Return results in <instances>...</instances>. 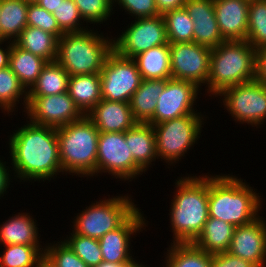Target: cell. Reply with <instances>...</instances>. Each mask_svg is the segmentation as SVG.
Here are the masks:
<instances>
[{"instance_id":"1","label":"cell","mask_w":266,"mask_h":267,"mask_svg":"<svg viewBox=\"0 0 266 267\" xmlns=\"http://www.w3.org/2000/svg\"><path fill=\"white\" fill-rule=\"evenodd\" d=\"M13 170L20 180H51L63 172L56 128L28 123L9 138Z\"/></svg>"},{"instance_id":"2","label":"cell","mask_w":266,"mask_h":267,"mask_svg":"<svg viewBox=\"0 0 266 267\" xmlns=\"http://www.w3.org/2000/svg\"><path fill=\"white\" fill-rule=\"evenodd\" d=\"M170 220L173 243H193L209 218V176L184 177L175 182Z\"/></svg>"},{"instance_id":"3","label":"cell","mask_w":266,"mask_h":267,"mask_svg":"<svg viewBox=\"0 0 266 267\" xmlns=\"http://www.w3.org/2000/svg\"><path fill=\"white\" fill-rule=\"evenodd\" d=\"M261 196L241 179L228 175L209 176V217L234 227L246 225L259 217Z\"/></svg>"},{"instance_id":"4","label":"cell","mask_w":266,"mask_h":267,"mask_svg":"<svg viewBox=\"0 0 266 267\" xmlns=\"http://www.w3.org/2000/svg\"><path fill=\"white\" fill-rule=\"evenodd\" d=\"M257 50L246 40L224 41L212 49L207 80L208 93L256 80Z\"/></svg>"},{"instance_id":"5","label":"cell","mask_w":266,"mask_h":267,"mask_svg":"<svg viewBox=\"0 0 266 267\" xmlns=\"http://www.w3.org/2000/svg\"><path fill=\"white\" fill-rule=\"evenodd\" d=\"M63 173L97 175L99 130L84 115L80 120L56 128ZM65 171V172H64Z\"/></svg>"},{"instance_id":"6","label":"cell","mask_w":266,"mask_h":267,"mask_svg":"<svg viewBox=\"0 0 266 267\" xmlns=\"http://www.w3.org/2000/svg\"><path fill=\"white\" fill-rule=\"evenodd\" d=\"M112 40L89 29L64 33L58 39L55 61L70 76L100 73L107 56L114 50Z\"/></svg>"},{"instance_id":"7","label":"cell","mask_w":266,"mask_h":267,"mask_svg":"<svg viewBox=\"0 0 266 267\" xmlns=\"http://www.w3.org/2000/svg\"><path fill=\"white\" fill-rule=\"evenodd\" d=\"M117 197V198H116ZM96 201L77 215L72 233L100 239L120 227L138 208L126 195Z\"/></svg>"},{"instance_id":"8","label":"cell","mask_w":266,"mask_h":267,"mask_svg":"<svg viewBox=\"0 0 266 267\" xmlns=\"http://www.w3.org/2000/svg\"><path fill=\"white\" fill-rule=\"evenodd\" d=\"M202 116L184 115L153 125L157 156L169 164L179 161L201 135Z\"/></svg>"},{"instance_id":"9","label":"cell","mask_w":266,"mask_h":267,"mask_svg":"<svg viewBox=\"0 0 266 267\" xmlns=\"http://www.w3.org/2000/svg\"><path fill=\"white\" fill-rule=\"evenodd\" d=\"M99 75L102 99L108 101L129 103L142 81L136 61L115 50L107 56Z\"/></svg>"},{"instance_id":"10","label":"cell","mask_w":266,"mask_h":267,"mask_svg":"<svg viewBox=\"0 0 266 267\" xmlns=\"http://www.w3.org/2000/svg\"><path fill=\"white\" fill-rule=\"evenodd\" d=\"M223 103L235 121L259 126L266 119V86L257 80L224 89Z\"/></svg>"},{"instance_id":"11","label":"cell","mask_w":266,"mask_h":267,"mask_svg":"<svg viewBox=\"0 0 266 267\" xmlns=\"http://www.w3.org/2000/svg\"><path fill=\"white\" fill-rule=\"evenodd\" d=\"M108 172L116 178L129 180L143 171L135 164L126 143L125 132H99L97 174Z\"/></svg>"},{"instance_id":"12","label":"cell","mask_w":266,"mask_h":267,"mask_svg":"<svg viewBox=\"0 0 266 267\" xmlns=\"http://www.w3.org/2000/svg\"><path fill=\"white\" fill-rule=\"evenodd\" d=\"M169 44L163 15L137 18L116 40L113 49L125 58H134L152 47Z\"/></svg>"},{"instance_id":"13","label":"cell","mask_w":266,"mask_h":267,"mask_svg":"<svg viewBox=\"0 0 266 267\" xmlns=\"http://www.w3.org/2000/svg\"><path fill=\"white\" fill-rule=\"evenodd\" d=\"M173 79L207 84L212 49L195 42L169 43Z\"/></svg>"},{"instance_id":"14","label":"cell","mask_w":266,"mask_h":267,"mask_svg":"<svg viewBox=\"0 0 266 267\" xmlns=\"http://www.w3.org/2000/svg\"><path fill=\"white\" fill-rule=\"evenodd\" d=\"M27 99V116L36 125L59 128L84 116L68 91L50 96H27Z\"/></svg>"},{"instance_id":"15","label":"cell","mask_w":266,"mask_h":267,"mask_svg":"<svg viewBox=\"0 0 266 267\" xmlns=\"http://www.w3.org/2000/svg\"><path fill=\"white\" fill-rule=\"evenodd\" d=\"M198 91L199 87L191 81L166 79L155 113L147 123L155 125L184 115H199L193 109Z\"/></svg>"},{"instance_id":"16","label":"cell","mask_w":266,"mask_h":267,"mask_svg":"<svg viewBox=\"0 0 266 267\" xmlns=\"http://www.w3.org/2000/svg\"><path fill=\"white\" fill-rule=\"evenodd\" d=\"M264 221L259 216L249 224L235 227L227 252L253 263L256 267H266V223Z\"/></svg>"},{"instance_id":"17","label":"cell","mask_w":266,"mask_h":267,"mask_svg":"<svg viewBox=\"0 0 266 267\" xmlns=\"http://www.w3.org/2000/svg\"><path fill=\"white\" fill-rule=\"evenodd\" d=\"M146 225L141 211L137 209L120 227L109 231L98 242L103 261L117 264H139L130 255V237Z\"/></svg>"},{"instance_id":"18","label":"cell","mask_w":266,"mask_h":267,"mask_svg":"<svg viewBox=\"0 0 266 267\" xmlns=\"http://www.w3.org/2000/svg\"><path fill=\"white\" fill-rule=\"evenodd\" d=\"M213 4L223 40H246L250 0H213Z\"/></svg>"},{"instance_id":"19","label":"cell","mask_w":266,"mask_h":267,"mask_svg":"<svg viewBox=\"0 0 266 267\" xmlns=\"http://www.w3.org/2000/svg\"><path fill=\"white\" fill-rule=\"evenodd\" d=\"M184 8L194 23L193 42L211 49L224 42L218 28L213 0H186Z\"/></svg>"},{"instance_id":"20","label":"cell","mask_w":266,"mask_h":267,"mask_svg":"<svg viewBox=\"0 0 266 267\" xmlns=\"http://www.w3.org/2000/svg\"><path fill=\"white\" fill-rule=\"evenodd\" d=\"M86 116L99 132H125L138 123L133 117L129 103L104 99L99 101Z\"/></svg>"},{"instance_id":"21","label":"cell","mask_w":266,"mask_h":267,"mask_svg":"<svg viewBox=\"0 0 266 267\" xmlns=\"http://www.w3.org/2000/svg\"><path fill=\"white\" fill-rule=\"evenodd\" d=\"M126 143H129L130 153L135 164L145 172L151 162L158 159L156 150V137L153 125L137 123L125 131Z\"/></svg>"},{"instance_id":"22","label":"cell","mask_w":266,"mask_h":267,"mask_svg":"<svg viewBox=\"0 0 266 267\" xmlns=\"http://www.w3.org/2000/svg\"><path fill=\"white\" fill-rule=\"evenodd\" d=\"M165 84L166 79H142L140 87L129 101L133 117L138 123H147L153 117L157 99Z\"/></svg>"},{"instance_id":"23","label":"cell","mask_w":266,"mask_h":267,"mask_svg":"<svg viewBox=\"0 0 266 267\" xmlns=\"http://www.w3.org/2000/svg\"><path fill=\"white\" fill-rule=\"evenodd\" d=\"M68 93L75 105L86 115L102 100L99 73L70 76Z\"/></svg>"},{"instance_id":"24","label":"cell","mask_w":266,"mask_h":267,"mask_svg":"<svg viewBox=\"0 0 266 267\" xmlns=\"http://www.w3.org/2000/svg\"><path fill=\"white\" fill-rule=\"evenodd\" d=\"M0 226V243L3 245L40 246L37 230L39 228L28 213H18Z\"/></svg>"},{"instance_id":"25","label":"cell","mask_w":266,"mask_h":267,"mask_svg":"<svg viewBox=\"0 0 266 267\" xmlns=\"http://www.w3.org/2000/svg\"><path fill=\"white\" fill-rule=\"evenodd\" d=\"M234 229L235 227L228 222L209 217L202 232L193 243L212 255L227 252Z\"/></svg>"},{"instance_id":"26","label":"cell","mask_w":266,"mask_h":267,"mask_svg":"<svg viewBox=\"0 0 266 267\" xmlns=\"http://www.w3.org/2000/svg\"><path fill=\"white\" fill-rule=\"evenodd\" d=\"M47 61L31 52L18 47L14 42L9 54V67L18 77L19 82L28 92L36 83Z\"/></svg>"},{"instance_id":"27","label":"cell","mask_w":266,"mask_h":267,"mask_svg":"<svg viewBox=\"0 0 266 267\" xmlns=\"http://www.w3.org/2000/svg\"><path fill=\"white\" fill-rule=\"evenodd\" d=\"M14 43L21 49L31 52L47 62L56 60L58 38L50 32L27 26Z\"/></svg>"},{"instance_id":"28","label":"cell","mask_w":266,"mask_h":267,"mask_svg":"<svg viewBox=\"0 0 266 267\" xmlns=\"http://www.w3.org/2000/svg\"><path fill=\"white\" fill-rule=\"evenodd\" d=\"M142 79H170L169 44L159 45L144 51L133 58Z\"/></svg>"},{"instance_id":"29","label":"cell","mask_w":266,"mask_h":267,"mask_svg":"<svg viewBox=\"0 0 266 267\" xmlns=\"http://www.w3.org/2000/svg\"><path fill=\"white\" fill-rule=\"evenodd\" d=\"M28 5L24 0H0V32L3 40L14 42L28 26Z\"/></svg>"},{"instance_id":"30","label":"cell","mask_w":266,"mask_h":267,"mask_svg":"<svg viewBox=\"0 0 266 267\" xmlns=\"http://www.w3.org/2000/svg\"><path fill=\"white\" fill-rule=\"evenodd\" d=\"M69 77L59 63L47 62L27 96H50L67 92Z\"/></svg>"},{"instance_id":"31","label":"cell","mask_w":266,"mask_h":267,"mask_svg":"<svg viewBox=\"0 0 266 267\" xmlns=\"http://www.w3.org/2000/svg\"><path fill=\"white\" fill-rule=\"evenodd\" d=\"M167 251L166 267H211L212 264V254L194 243H172Z\"/></svg>"},{"instance_id":"32","label":"cell","mask_w":266,"mask_h":267,"mask_svg":"<svg viewBox=\"0 0 266 267\" xmlns=\"http://www.w3.org/2000/svg\"><path fill=\"white\" fill-rule=\"evenodd\" d=\"M168 43L193 42V20L182 7L163 14Z\"/></svg>"},{"instance_id":"33","label":"cell","mask_w":266,"mask_h":267,"mask_svg":"<svg viewBox=\"0 0 266 267\" xmlns=\"http://www.w3.org/2000/svg\"><path fill=\"white\" fill-rule=\"evenodd\" d=\"M24 94V95H23ZM27 94L28 92L21 85L16 74L8 66L7 68L0 70V107L4 111L13 112L16 102L20 101L23 96L24 108L27 106ZM23 95V96H22ZM21 96V97H20Z\"/></svg>"},{"instance_id":"34","label":"cell","mask_w":266,"mask_h":267,"mask_svg":"<svg viewBox=\"0 0 266 267\" xmlns=\"http://www.w3.org/2000/svg\"><path fill=\"white\" fill-rule=\"evenodd\" d=\"M3 247L5 251L0 255V267H36L45 250L40 246L31 245H3Z\"/></svg>"},{"instance_id":"35","label":"cell","mask_w":266,"mask_h":267,"mask_svg":"<svg viewBox=\"0 0 266 267\" xmlns=\"http://www.w3.org/2000/svg\"><path fill=\"white\" fill-rule=\"evenodd\" d=\"M246 41L256 50L266 45V0H250Z\"/></svg>"},{"instance_id":"36","label":"cell","mask_w":266,"mask_h":267,"mask_svg":"<svg viewBox=\"0 0 266 267\" xmlns=\"http://www.w3.org/2000/svg\"><path fill=\"white\" fill-rule=\"evenodd\" d=\"M64 242L89 267L98 266L103 262L98 239L90 238L81 234L71 233V236L67 240L64 239Z\"/></svg>"},{"instance_id":"37","label":"cell","mask_w":266,"mask_h":267,"mask_svg":"<svg viewBox=\"0 0 266 267\" xmlns=\"http://www.w3.org/2000/svg\"><path fill=\"white\" fill-rule=\"evenodd\" d=\"M53 16L64 33L81 32L87 29H83V26L82 28L80 26L83 25L80 22L83 18L73 0H63L56 8V11H54Z\"/></svg>"},{"instance_id":"38","label":"cell","mask_w":266,"mask_h":267,"mask_svg":"<svg viewBox=\"0 0 266 267\" xmlns=\"http://www.w3.org/2000/svg\"><path fill=\"white\" fill-rule=\"evenodd\" d=\"M77 5L83 22L103 23L113 11V0H73ZM112 10V11H111Z\"/></svg>"},{"instance_id":"39","label":"cell","mask_w":266,"mask_h":267,"mask_svg":"<svg viewBox=\"0 0 266 267\" xmlns=\"http://www.w3.org/2000/svg\"><path fill=\"white\" fill-rule=\"evenodd\" d=\"M27 25L50 32L58 39L64 34V32L59 28L53 13L48 12L37 3L28 5Z\"/></svg>"},{"instance_id":"40","label":"cell","mask_w":266,"mask_h":267,"mask_svg":"<svg viewBox=\"0 0 266 267\" xmlns=\"http://www.w3.org/2000/svg\"><path fill=\"white\" fill-rule=\"evenodd\" d=\"M44 255L56 267H89L64 241L46 246Z\"/></svg>"},{"instance_id":"41","label":"cell","mask_w":266,"mask_h":267,"mask_svg":"<svg viewBox=\"0 0 266 267\" xmlns=\"http://www.w3.org/2000/svg\"><path fill=\"white\" fill-rule=\"evenodd\" d=\"M131 16L137 18L156 17L161 15L157 9L155 0H113ZM133 14V15H132Z\"/></svg>"},{"instance_id":"42","label":"cell","mask_w":266,"mask_h":267,"mask_svg":"<svg viewBox=\"0 0 266 267\" xmlns=\"http://www.w3.org/2000/svg\"><path fill=\"white\" fill-rule=\"evenodd\" d=\"M211 267H256L253 263L234 256L229 252L212 255Z\"/></svg>"},{"instance_id":"43","label":"cell","mask_w":266,"mask_h":267,"mask_svg":"<svg viewBox=\"0 0 266 267\" xmlns=\"http://www.w3.org/2000/svg\"><path fill=\"white\" fill-rule=\"evenodd\" d=\"M256 80L266 86V45L257 49Z\"/></svg>"},{"instance_id":"44","label":"cell","mask_w":266,"mask_h":267,"mask_svg":"<svg viewBox=\"0 0 266 267\" xmlns=\"http://www.w3.org/2000/svg\"><path fill=\"white\" fill-rule=\"evenodd\" d=\"M157 9L161 15L165 12L184 7L186 0H155Z\"/></svg>"},{"instance_id":"45","label":"cell","mask_w":266,"mask_h":267,"mask_svg":"<svg viewBox=\"0 0 266 267\" xmlns=\"http://www.w3.org/2000/svg\"><path fill=\"white\" fill-rule=\"evenodd\" d=\"M5 166L6 162L4 163L0 160V197L4 195V192L6 193V190L10 185L9 170Z\"/></svg>"},{"instance_id":"46","label":"cell","mask_w":266,"mask_h":267,"mask_svg":"<svg viewBox=\"0 0 266 267\" xmlns=\"http://www.w3.org/2000/svg\"><path fill=\"white\" fill-rule=\"evenodd\" d=\"M6 40L0 41V44L2 45V42L4 43ZM10 43V44H9ZM13 41L8 42L7 49L1 48L0 46V70L7 68L9 66V54L12 48Z\"/></svg>"},{"instance_id":"47","label":"cell","mask_w":266,"mask_h":267,"mask_svg":"<svg viewBox=\"0 0 266 267\" xmlns=\"http://www.w3.org/2000/svg\"><path fill=\"white\" fill-rule=\"evenodd\" d=\"M63 0H39L37 4L41 7H43L45 10H47L50 13H54L56 11V8L59 6L60 3H62Z\"/></svg>"},{"instance_id":"48","label":"cell","mask_w":266,"mask_h":267,"mask_svg":"<svg viewBox=\"0 0 266 267\" xmlns=\"http://www.w3.org/2000/svg\"><path fill=\"white\" fill-rule=\"evenodd\" d=\"M95 267H145V265L142 264H117V263H111V262H105L103 261L98 266Z\"/></svg>"},{"instance_id":"49","label":"cell","mask_w":266,"mask_h":267,"mask_svg":"<svg viewBox=\"0 0 266 267\" xmlns=\"http://www.w3.org/2000/svg\"><path fill=\"white\" fill-rule=\"evenodd\" d=\"M36 267H56L45 255L39 260Z\"/></svg>"},{"instance_id":"50","label":"cell","mask_w":266,"mask_h":267,"mask_svg":"<svg viewBox=\"0 0 266 267\" xmlns=\"http://www.w3.org/2000/svg\"><path fill=\"white\" fill-rule=\"evenodd\" d=\"M25 2H27L28 4H35L37 3L39 0H24Z\"/></svg>"}]
</instances>
